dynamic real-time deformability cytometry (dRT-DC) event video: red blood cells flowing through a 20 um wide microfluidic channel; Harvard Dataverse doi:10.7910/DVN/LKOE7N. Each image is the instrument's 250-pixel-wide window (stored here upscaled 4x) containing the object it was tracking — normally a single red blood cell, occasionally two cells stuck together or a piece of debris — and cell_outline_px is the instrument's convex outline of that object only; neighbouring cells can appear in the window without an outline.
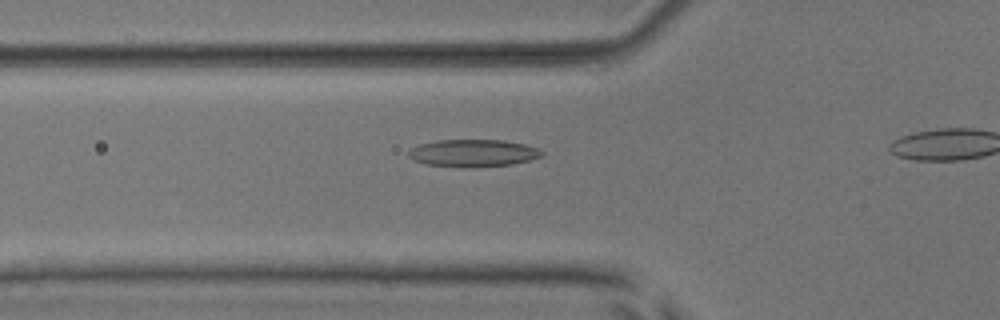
{"species": "common noctule bat (a hibernating species)", "species_latin": "Nyctalus noctula", "temperature_condition": "room temperature", "stored_images_in_passage": 37, "camera_frame_rate_fps": 3000, "um_per_image_px": 0.085, "animal": {"sex": "male", "body_mass_g": 17.9, "forearm_length_mm": 54.2}, "frame": {"image": 1, "passage_image": 13, "time_ms": 4.0, "image_size_px": [1000, 320], "cell_outline_px": [[544, 156], [532, 160], [512, 164], [464, 168], [428, 164], [416, 160], [408, 156], [408, 152], [412, 148], [420, 144], [436, 140], [504, 140], [524, 144], [540, 148], [544, 152]], "centroid_in_image_um": [40.29, 13.01], "position_along_channel_um": 85.5, "area_um2": 21.33}}
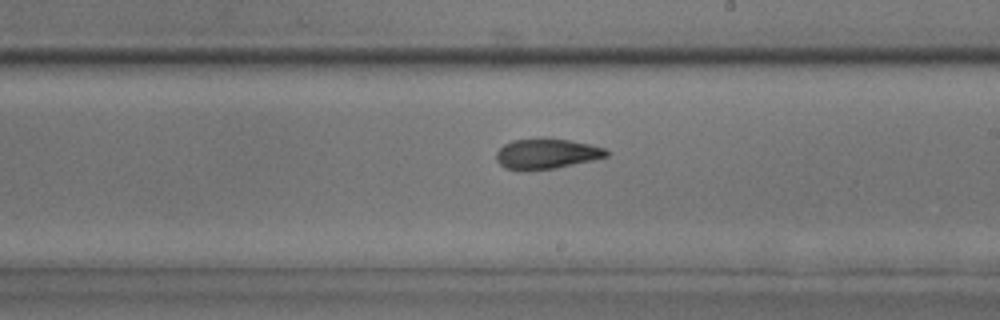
{"frame": {"image": 2, "passage_image": 25, "time_ms": 8.0, "image_size_px": [1000, 320], "cell_outline_px": [[608, 156], [592, 160], [556, 168], [524, 172], [520, 172], [504, 168], [496, 160], [496, 152], [504, 144], [512, 140], [540, 136], [568, 140], [588, 144], [604, 148], [608, 152]], "centroid_in_image_um": [46.37, 13.07], "position_along_channel_um": 242.6, "area_um2": 20.0}}
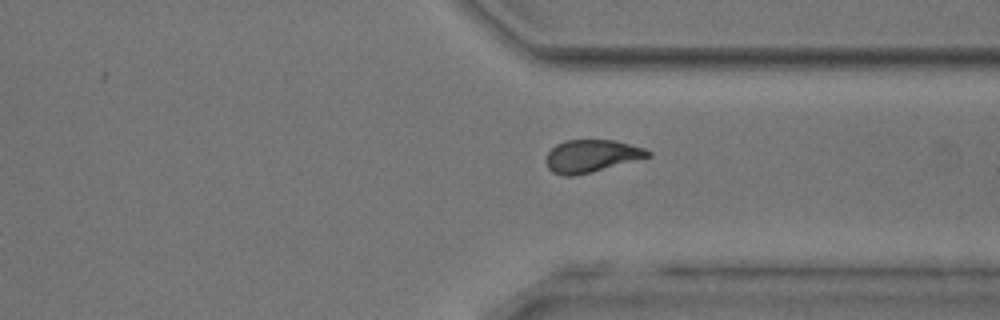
{"frame": {"image": 3, "passage_image": 34, "time_ms": 11.0, "image_size_px": [1000, 320], "cell_outline_px": [[652, 156], [572, 176], [564, 176], [552, 172], [548, 168], [548, 152], [556, 144], [564, 140], [616, 140], [644, 148], [652, 152]], "centroid_in_image_um": [50.29, 13.24], "position_along_channel_um": 361.1, "area_um2": 18.96}}